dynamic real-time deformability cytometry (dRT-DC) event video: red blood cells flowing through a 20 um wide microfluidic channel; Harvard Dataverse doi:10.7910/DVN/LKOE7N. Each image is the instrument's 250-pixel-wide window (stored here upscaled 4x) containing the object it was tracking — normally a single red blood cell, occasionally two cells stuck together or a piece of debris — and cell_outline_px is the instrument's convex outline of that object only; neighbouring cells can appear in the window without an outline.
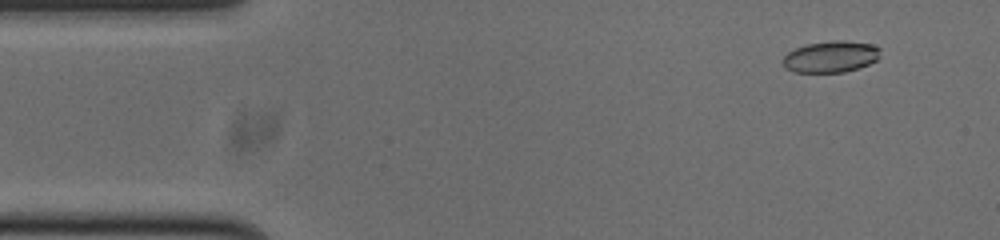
{"species": "common noctule bat (a hibernating species)", "species_latin": "Nyctalus noctula", "temperature_condition": "cold", "stored_images_in_passage": 53, "camera_frame_rate_fps": 3000, "um_per_image_px": 0.085, "animal": {"sex": "male", "body_mass_g": 20.0, "forearm_length_mm": 53.3}, "frame": {"image": 1, "passage_image": 4, "time_ms": 1.0, "image_size_px": [1000, 240], "cell_outline_px": [[880, 56], [876, 60], [860, 68], [844, 72], [792, 72], [784, 68], [780, 60], [788, 52], [804, 44], [832, 40], [844, 40], [872, 44], [880, 48]], "centroid_in_image_um": [70.59, 4.82], "position_along_channel_um": 14.4, "area_um2": 18.21}}
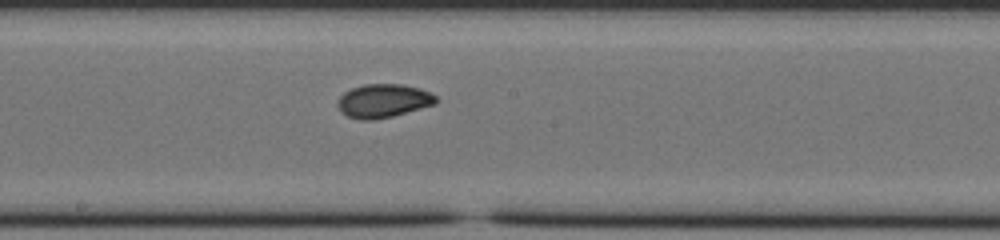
{"frame": {"image": 2, "passage_image": 27, "time_ms": 8.667, "image_size_px": [1000, 240], "cell_outline_px": [[440, 100], [436, 104], [392, 116], [372, 120], [360, 120], [348, 116], [340, 112], [336, 104], [336, 100], [344, 92], [352, 88], [364, 84], [400, 84], [420, 88], [436, 96]], "centroid_in_image_um": [32.56, 8.57], "position_along_channel_um": 215.6, "area_um2": 19.36}}
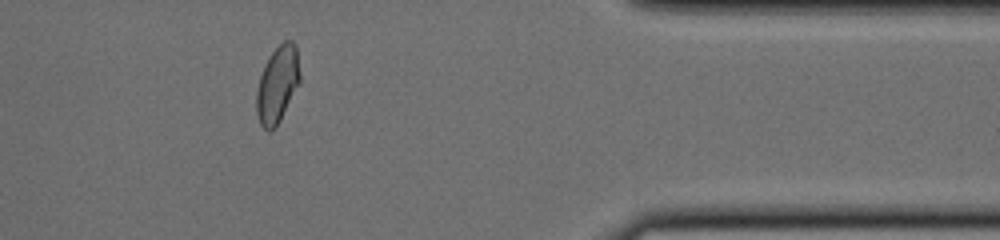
{"frame": {"image": 3, "passage_image": 43, "time_ms": 14.0, "image_size_px": [1000, 240], "cell_outline_px": [[300, 80], [280, 120], [268, 132], [260, 124], [256, 112], [256, 92], [260, 76], [264, 64], [272, 52], [284, 40], [292, 40], [296, 44], [300, 72]], "centroid_in_image_um": [23.57, 7.14], "position_along_channel_um": 387.8, "area_um2": 19.19}, "authors_computed_cell_mechanics": {"area_um2": 19.074, "velocity_mm_per_s": 3.7675, "shape_relaxation_time_tau1_ms": 10.0774, "shape_relaxation_time_tau2_ms": 2.0458, "deformation_change_tau1": 0.1588, "deformation_change_tau2": 0.048}}